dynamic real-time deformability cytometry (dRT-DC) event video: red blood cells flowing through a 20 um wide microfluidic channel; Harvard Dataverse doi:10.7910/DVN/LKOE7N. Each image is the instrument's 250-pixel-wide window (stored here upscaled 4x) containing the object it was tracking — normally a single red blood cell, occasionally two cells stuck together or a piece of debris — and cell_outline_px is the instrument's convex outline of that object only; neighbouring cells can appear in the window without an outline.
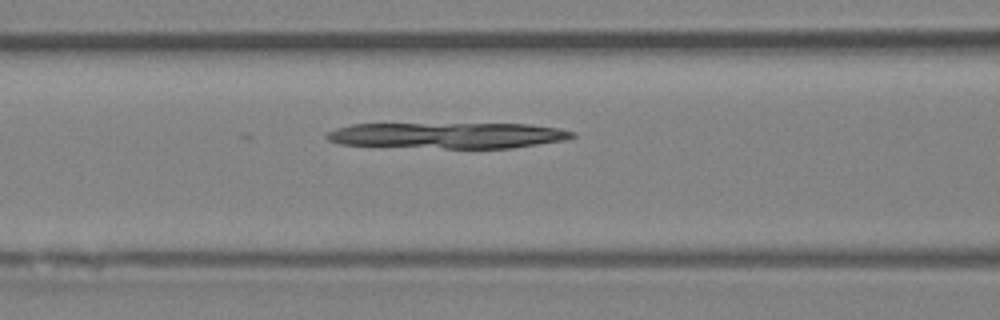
{"species": "Egyptian fruit bat (a non-hibernating species)", "species_latin": "Rousettus aegyptiacus", "temperature_condition": "room temperature", "stored_images_in_passage": 3, "camera_frame_rate_fps": 3000, "um_per_image_px": 0.085, "animal": {"sex": "female"}, "frame": {"image": 1, "passage_image": 3, "time_ms": 3.0, "image_size_px": [1000, 320], "cell_outline_px": [[576, 136], [564, 140], [512, 148], [444, 148], [340, 144], [328, 140], [324, 136], [328, 132], [336, 128], [352, 124], [528, 124], [560, 128], [576, 132]], "centroid_in_image_um": [38.1, 11.5], "position_along_channel_um": 128.5, "area_um2": 36.99}}